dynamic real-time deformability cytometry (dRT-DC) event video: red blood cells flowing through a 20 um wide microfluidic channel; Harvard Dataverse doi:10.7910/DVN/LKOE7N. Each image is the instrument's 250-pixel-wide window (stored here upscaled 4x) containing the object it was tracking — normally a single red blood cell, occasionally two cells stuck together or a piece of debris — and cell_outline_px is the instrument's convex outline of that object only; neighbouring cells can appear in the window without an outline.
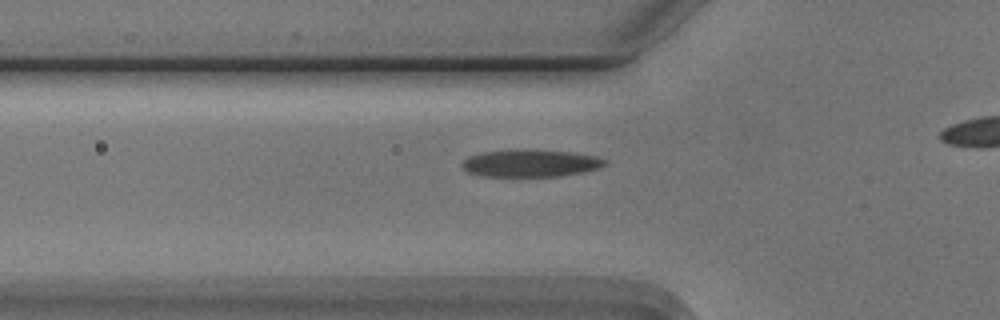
{"species": "Egyptian fruit bat (a non-hibernating species)", "species_latin": "Rousettus aegyptiacus", "temperature_condition": "cold", "stored_images_in_passage": 28, "camera_frame_rate_fps": 3000, "um_per_image_px": 0.085, "animal": {"sex": "male"}, "frame": {"image": 1, "passage_image": 2, "time_ms": 0.333, "image_size_px": [1000, 320], "cell_outline_px": [[608, 164], [600, 168], [584, 172], [560, 176], [484, 176], [468, 172], [460, 164], [468, 156], [480, 152], [516, 148], [536, 148], [572, 152], [596, 156], [608, 160]], "centroid_in_image_um": [45.12, 13.84], "position_along_channel_um": 80.7, "area_um2": 23.47}}
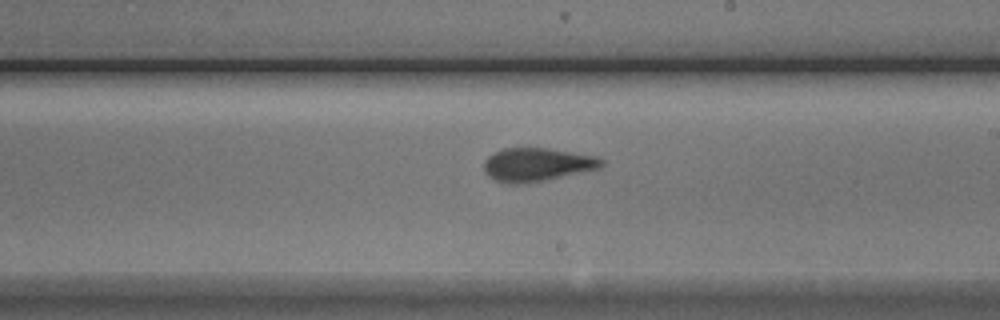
{"frame": {"image": 2, "passage_image": 15, "time_ms": 4.667, "image_size_px": [1000, 320], "cell_outline_px": [[604, 164], [600, 168], [544, 180], [520, 184], [508, 184], [496, 180], [488, 176], [484, 172], [484, 160], [488, 156], [504, 148], [548, 148], [596, 156], [604, 160]], "centroid_in_image_um": [45.63, 13.99], "position_along_channel_um": 243.4, "area_um2": 22.77}}
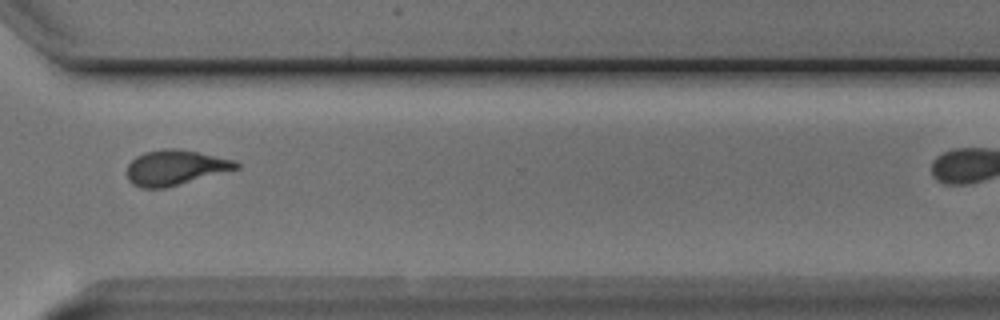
{"frame": {"image": 3, "passage_image": 24, "time_ms": 7.667, "image_size_px": [1000, 320], "cell_outline_px": [[240, 168], [164, 188], [140, 188], [132, 184], [128, 180], [128, 164], [136, 156], [144, 152], [164, 148], [176, 148], [196, 152], [232, 160], [240, 164]], "centroid_in_image_um": [14.85, 14.25], "position_along_channel_um": 355.7, "area_um2": 22.08}}